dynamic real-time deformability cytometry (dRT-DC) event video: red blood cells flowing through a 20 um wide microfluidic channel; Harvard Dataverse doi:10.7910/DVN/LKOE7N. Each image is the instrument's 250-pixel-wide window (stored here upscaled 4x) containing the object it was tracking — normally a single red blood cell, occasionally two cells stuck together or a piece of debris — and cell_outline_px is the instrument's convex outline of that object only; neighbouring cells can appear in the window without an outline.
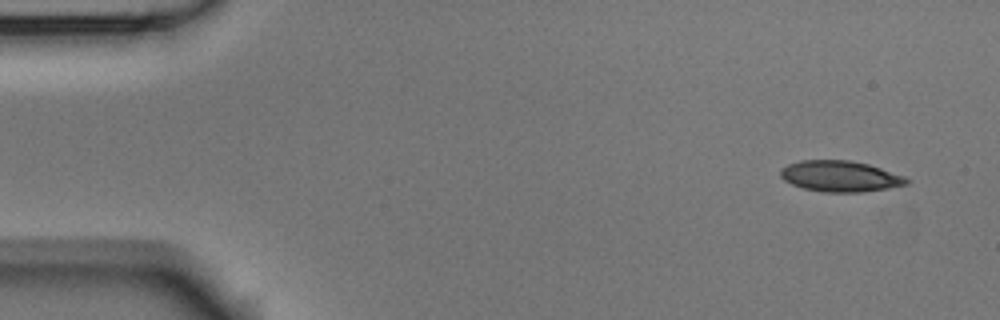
{"species": "Egyptian fruit bat (a non-hibernating species)", "species_latin": "Rousettus aegyptiacus", "temperature_condition": "room temperature", "stored_images_in_passage": 4, "camera_frame_rate_fps": 3000, "um_per_image_px": 0.085, "animal": {"sex": "male"}, "frame": {"image": 1, "passage_image": 1, "time_ms": 0.0, "image_size_px": [1000, 320], "cell_outline_px": [[912, 180], [908, 184], [888, 188], [860, 192], [824, 192], [804, 188], [792, 184], [784, 180], [780, 176], [780, 168], [788, 164], [800, 160], [852, 160], [868, 164], [904, 176]], "centroid_in_image_um": [71.41, 14.97], "position_along_channel_um": 13.6, "area_um2": 22.77}}
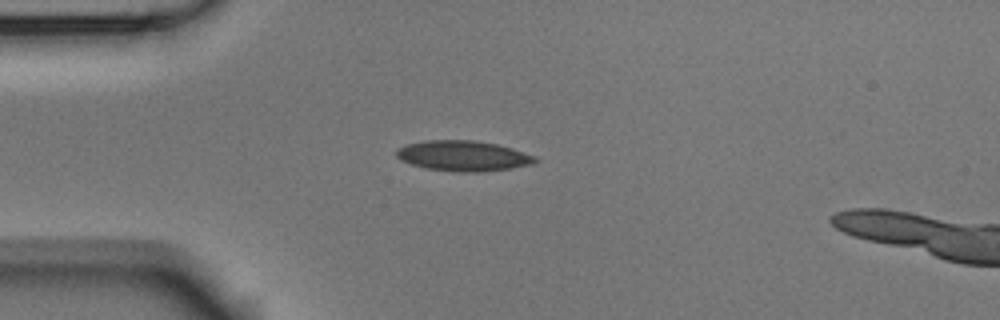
{"frame": {"image": 2, "passage_image": 4, "time_ms": 1.0, "image_size_px": [1000, 320], "cell_outline_px": [[540, 160], [532, 164], [512, 168], [476, 172], [464, 172], [428, 168], [412, 164], [400, 160], [396, 156], [396, 148], [408, 144], [424, 140], [472, 140], [496, 144], [512, 148], [536, 156]], "centroid_in_image_um": [39.38, 13.24], "position_along_channel_um": 45.6, "area_um2": 24.45}}